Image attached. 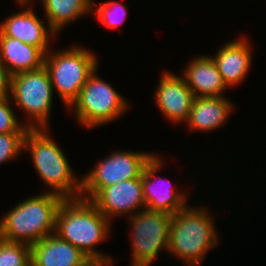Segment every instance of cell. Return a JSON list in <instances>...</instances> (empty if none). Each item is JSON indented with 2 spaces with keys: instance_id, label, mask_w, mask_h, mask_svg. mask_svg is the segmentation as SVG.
I'll use <instances>...</instances> for the list:
<instances>
[{
  "instance_id": "cell-4",
  "label": "cell",
  "mask_w": 266,
  "mask_h": 266,
  "mask_svg": "<svg viewBox=\"0 0 266 266\" xmlns=\"http://www.w3.org/2000/svg\"><path fill=\"white\" fill-rule=\"evenodd\" d=\"M41 193L19 201L0 217V239L32 245L55 233L56 215L64 198Z\"/></svg>"
},
{
  "instance_id": "cell-16",
  "label": "cell",
  "mask_w": 266,
  "mask_h": 266,
  "mask_svg": "<svg viewBox=\"0 0 266 266\" xmlns=\"http://www.w3.org/2000/svg\"><path fill=\"white\" fill-rule=\"evenodd\" d=\"M226 97H195L189 116L184 123L189 132L219 130L235 111V104Z\"/></svg>"
},
{
  "instance_id": "cell-5",
  "label": "cell",
  "mask_w": 266,
  "mask_h": 266,
  "mask_svg": "<svg viewBox=\"0 0 266 266\" xmlns=\"http://www.w3.org/2000/svg\"><path fill=\"white\" fill-rule=\"evenodd\" d=\"M81 44L46 53L44 67L48 71L54 94H58L66 110L78 98L88 76L99 66V58Z\"/></svg>"
},
{
  "instance_id": "cell-21",
  "label": "cell",
  "mask_w": 266,
  "mask_h": 266,
  "mask_svg": "<svg viewBox=\"0 0 266 266\" xmlns=\"http://www.w3.org/2000/svg\"><path fill=\"white\" fill-rule=\"evenodd\" d=\"M0 266H31L30 245L0 239Z\"/></svg>"
},
{
  "instance_id": "cell-10",
  "label": "cell",
  "mask_w": 266,
  "mask_h": 266,
  "mask_svg": "<svg viewBox=\"0 0 266 266\" xmlns=\"http://www.w3.org/2000/svg\"><path fill=\"white\" fill-rule=\"evenodd\" d=\"M163 159L155 153L145 164L142 171L143 197L146 209L174 215L189 205V193L186 189H176L170 180L157 175L165 164Z\"/></svg>"
},
{
  "instance_id": "cell-19",
  "label": "cell",
  "mask_w": 266,
  "mask_h": 266,
  "mask_svg": "<svg viewBox=\"0 0 266 266\" xmlns=\"http://www.w3.org/2000/svg\"><path fill=\"white\" fill-rule=\"evenodd\" d=\"M44 9V21L59 36L70 23L92 14V0H39Z\"/></svg>"
},
{
  "instance_id": "cell-11",
  "label": "cell",
  "mask_w": 266,
  "mask_h": 266,
  "mask_svg": "<svg viewBox=\"0 0 266 266\" xmlns=\"http://www.w3.org/2000/svg\"><path fill=\"white\" fill-rule=\"evenodd\" d=\"M18 5L23 10L6 16L7 18L0 22V32L4 36L38 47L46 54L54 47L52 41L57 39L58 35L47 22L43 23V19L38 17L32 1H18Z\"/></svg>"
},
{
  "instance_id": "cell-24",
  "label": "cell",
  "mask_w": 266,
  "mask_h": 266,
  "mask_svg": "<svg viewBox=\"0 0 266 266\" xmlns=\"http://www.w3.org/2000/svg\"><path fill=\"white\" fill-rule=\"evenodd\" d=\"M12 74L0 59V96L10 95Z\"/></svg>"
},
{
  "instance_id": "cell-9",
  "label": "cell",
  "mask_w": 266,
  "mask_h": 266,
  "mask_svg": "<svg viewBox=\"0 0 266 266\" xmlns=\"http://www.w3.org/2000/svg\"><path fill=\"white\" fill-rule=\"evenodd\" d=\"M112 151L82 175L81 198L91 201L103 188L140 177L145 164L155 154L123 149Z\"/></svg>"
},
{
  "instance_id": "cell-26",
  "label": "cell",
  "mask_w": 266,
  "mask_h": 266,
  "mask_svg": "<svg viewBox=\"0 0 266 266\" xmlns=\"http://www.w3.org/2000/svg\"><path fill=\"white\" fill-rule=\"evenodd\" d=\"M14 1H16V2H18V1H32L34 3L35 0H14Z\"/></svg>"
},
{
  "instance_id": "cell-14",
  "label": "cell",
  "mask_w": 266,
  "mask_h": 266,
  "mask_svg": "<svg viewBox=\"0 0 266 266\" xmlns=\"http://www.w3.org/2000/svg\"><path fill=\"white\" fill-rule=\"evenodd\" d=\"M242 36V37H241ZM244 35L237 36L211 55L228 87H237L247 78L252 68V43Z\"/></svg>"
},
{
  "instance_id": "cell-20",
  "label": "cell",
  "mask_w": 266,
  "mask_h": 266,
  "mask_svg": "<svg viewBox=\"0 0 266 266\" xmlns=\"http://www.w3.org/2000/svg\"><path fill=\"white\" fill-rule=\"evenodd\" d=\"M96 4L97 2L92 0V14L106 28L118 29L126 21L129 12L125 4L117 0Z\"/></svg>"
},
{
  "instance_id": "cell-22",
  "label": "cell",
  "mask_w": 266,
  "mask_h": 266,
  "mask_svg": "<svg viewBox=\"0 0 266 266\" xmlns=\"http://www.w3.org/2000/svg\"><path fill=\"white\" fill-rule=\"evenodd\" d=\"M13 103L10 95L0 96V134L11 132H28L26 127L15 114V109L12 107Z\"/></svg>"
},
{
  "instance_id": "cell-6",
  "label": "cell",
  "mask_w": 266,
  "mask_h": 266,
  "mask_svg": "<svg viewBox=\"0 0 266 266\" xmlns=\"http://www.w3.org/2000/svg\"><path fill=\"white\" fill-rule=\"evenodd\" d=\"M97 69L88 76L78 98L67 109L73 110L77 124L89 129L109 125L131 108L128 99L102 79Z\"/></svg>"
},
{
  "instance_id": "cell-7",
  "label": "cell",
  "mask_w": 266,
  "mask_h": 266,
  "mask_svg": "<svg viewBox=\"0 0 266 266\" xmlns=\"http://www.w3.org/2000/svg\"><path fill=\"white\" fill-rule=\"evenodd\" d=\"M10 97L14 107L21 113L23 111V116L26 114L22 121L26 127L51 129L49 118L55 97L48 71L44 66L12 75Z\"/></svg>"
},
{
  "instance_id": "cell-2",
  "label": "cell",
  "mask_w": 266,
  "mask_h": 266,
  "mask_svg": "<svg viewBox=\"0 0 266 266\" xmlns=\"http://www.w3.org/2000/svg\"><path fill=\"white\" fill-rule=\"evenodd\" d=\"M208 209L207 206L187 205L172 215L168 254L186 266H201L208 251L221 241L214 216Z\"/></svg>"
},
{
  "instance_id": "cell-25",
  "label": "cell",
  "mask_w": 266,
  "mask_h": 266,
  "mask_svg": "<svg viewBox=\"0 0 266 266\" xmlns=\"http://www.w3.org/2000/svg\"><path fill=\"white\" fill-rule=\"evenodd\" d=\"M86 266H103L100 263H97L95 261H90Z\"/></svg>"
},
{
  "instance_id": "cell-12",
  "label": "cell",
  "mask_w": 266,
  "mask_h": 266,
  "mask_svg": "<svg viewBox=\"0 0 266 266\" xmlns=\"http://www.w3.org/2000/svg\"><path fill=\"white\" fill-rule=\"evenodd\" d=\"M91 202L111 222L120 216L130 217L146 208L142 173L138 178L124 180L103 188ZM117 216V217H116Z\"/></svg>"
},
{
  "instance_id": "cell-13",
  "label": "cell",
  "mask_w": 266,
  "mask_h": 266,
  "mask_svg": "<svg viewBox=\"0 0 266 266\" xmlns=\"http://www.w3.org/2000/svg\"><path fill=\"white\" fill-rule=\"evenodd\" d=\"M156 88L153 97L159 112L172 124L185 123L195 96L184 77L168 70L162 71Z\"/></svg>"
},
{
  "instance_id": "cell-1",
  "label": "cell",
  "mask_w": 266,
  "mask_h": 266,
  "mask_svg": "<svg viewBox=\"0 0 266 266\" xmlns=\"http://www.w3.org/2000/svg\"><path fill=\"white\" fill-rule=\"evenodd\" d=\"M111 223L90 200L81 197L64 199L56 215L55 234L78 248L91 261L113 266L115 257L96 249L111 237Z\"/></svg>"
},
{
  "instance_id": "cell-17",
  "label": "cell",
  "mask_w": 266,
  "mask_h": 266,
  "mask_svg": "<svg viewBox=\"0 0 266 266\" xmlns=\"http://www.w3.org/2000/svg\"><path fill=\"white\" fill-rule=\"evenodd\" d=\"M31 266H86L91 260L55 233L30 245Z\"/></svg>"
},
{
  "instance_id": "cell-15",
  "label": "cell",
  "mask_w": 266,
  "mask_h": 266,
  "mask_svg": "<svg viewBox=\"0 0 266 266\" xmlns=\"http://www.w3.org/2000/svg\"><path fill=\"white\" fill-rule=\"evenodd\" d=\"M182 69L187 86L195 97H222L229 89L210 55H196Z\"/></svg>"
},
{
  "instance_id": "cell-3",
  "label": "cell",
  "mask_w": 266,
  "mask_h": 266,
  "mask_svg": "<svg viewBox=\"0 0 266 266\" xmlns=\"http://www.w3.org/2000/svg\"><path fill=\"white\" fill-rule=\"evenodd\" d=\"M50 134V129H29L24 138V151L30 153L38 178L49 188L45 192L64 199L80 198L82 176L76 174L66 153Z\"/></svg>"
},
{
  "instance_id": "cell-18",
  "label": "cell",
  "mask_w": 266,
  "mask_h": 266,
  "mask_svg": "<svg viewBox=\"0 0 266 266\" xmlns=\"http://www.w3.org/2000/svg\"><path fill=\"white\" fill-rule=\"evenodd\" d=\"M45 55L40 48L0 32V59L12 75L42 68Z\"/></svg>"
},
{
  "instance_id": "cell-8",
  "label": "cell",
  "mask_w": 266,
  "mask_h": 266,
  "mask_svg": "<svg viewBox=\"0 0 266 266\" xmlns=\"http://www.w3.org/2000/svg\"><path fill=\"white\" fill-rule=\"evenodd\" d=\"M127 219L132 244L130 266H150L161 251L168 253L172 215L145 208Z\"/></svg>"
},
{
  "instance_id": "cell-23",
  "label": "cell",
  "mask_w": 266,
  "mask_h": 266,
  "mask_svg": "<svg viewBox=\"0 0 266 266\" xmlns=\"http://www.w3.org/2000/svg\"><path fill=\"white\" fill-rule=\"evenodd\" d=\"M26 133L11 132L0 134V165L16 160L24 152V138Z\"/></svg>"
}]
</instances>
